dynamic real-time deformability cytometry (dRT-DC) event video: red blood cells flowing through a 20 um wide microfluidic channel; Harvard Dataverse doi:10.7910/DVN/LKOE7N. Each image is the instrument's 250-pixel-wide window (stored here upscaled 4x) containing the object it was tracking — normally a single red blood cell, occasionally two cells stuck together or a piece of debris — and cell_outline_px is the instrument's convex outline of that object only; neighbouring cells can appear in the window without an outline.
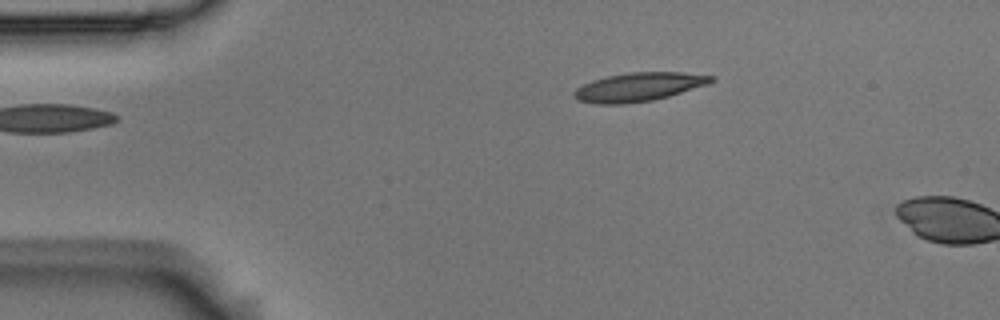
{"species": "Egyptian fruit bat (a non-hibernating species)", "species_latin": "Rousettus aegyptiacus", "temperature_condition": "room temperature", "stored_images_in_passage": 2, "camera_frame_rate_fps": 3000, "um_per_image_px": 0.085, "animal": {"sex": "male"}, "frame": {"image": 1, "passage_image": 2, "time_ms": 0.333, "image_size_px": [1000, 320], "cell_outline_px": [[716, 80], [708, 84], [668, 96], [652, 100], [624, 104], [600, 104], [580, 100], [572, 96], [572, 92], [576, 88], [592, 80], [608, 76], [632, 72], [680, 72], [716, 76]], "centroid_in_image_um": [54.31, 7.38], "position_along_channel_um": 30.7, "area_um2": 22.77}}